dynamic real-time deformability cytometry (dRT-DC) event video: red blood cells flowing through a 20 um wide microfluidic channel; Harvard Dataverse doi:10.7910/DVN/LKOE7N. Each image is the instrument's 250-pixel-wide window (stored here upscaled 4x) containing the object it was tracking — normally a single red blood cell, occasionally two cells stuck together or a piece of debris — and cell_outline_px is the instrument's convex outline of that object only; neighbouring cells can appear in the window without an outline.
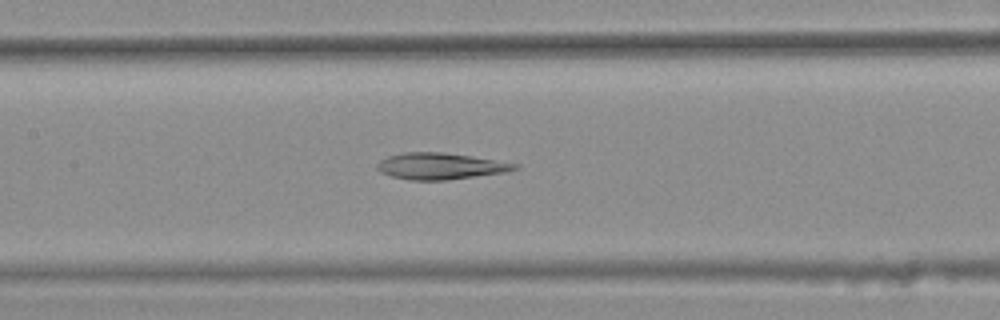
{"species": "common noctule bat (a hibernating species)", "species_latin": "Nyctalus noctula", "temperature_condition": "warm", "stored_images_in_passage": 34, "camera_frame_rate_fps": 3000, "um_per_image_px": 0.085, "animal": {"sex": "female", "body_mass_g": 25.1}, "frame": {"image": 1, "passage_image": 11, "time_ms": 3.333, "image_size_px": [1000, 320], "cell_outline_px": [[520, 168], [504, 172], [448, 180], [408, 180], [392, 176], [380, 172], [376, 168], [376, 164], [380, 160], [388, 156], [404, 152], [444, 152], [472, 156], [520, 164]], "centroid_in_image_um": [37.42, 14.12], "position_along_channel_um": 170.0, "area_um2": 21.27}}
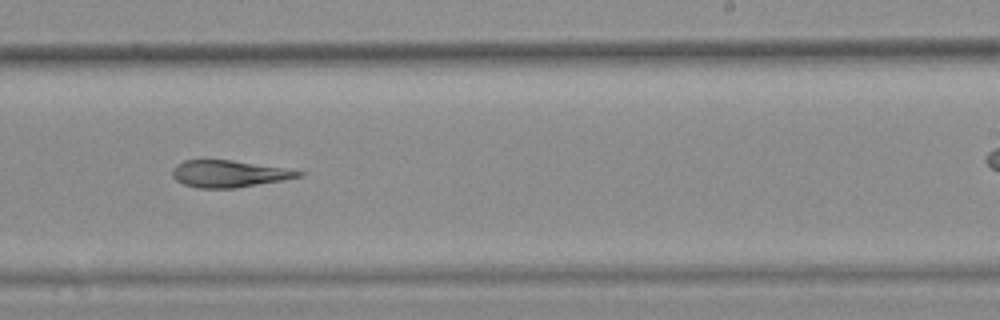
{"frame": {"image": 2, "passage_image": 19, "time_ms": 6.0, "image_size_px": [1000, 320], "cell_outline_px": [[304, 176], [284, 180], [236, 188], [196, 188], [184, 184], [176, 180], [172, 176], [172, 168], [176, 164], [184, 160], [232, 160], [304, 172]], "centroid_in_image_um": [19.41, 14.78], "position_along_channel_um": 269.6, "area_um2": 19.65}}
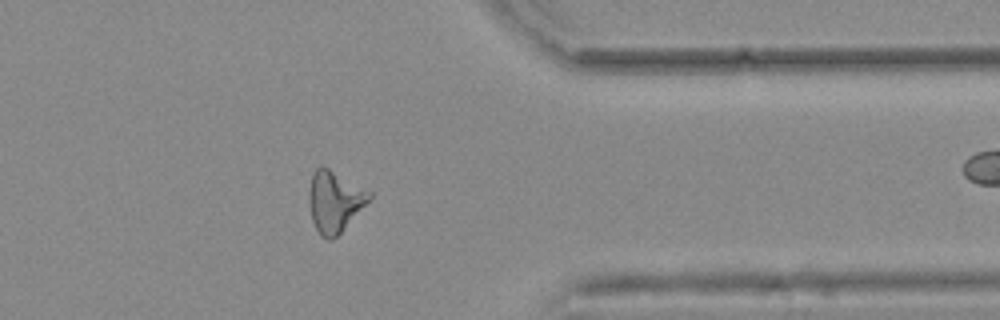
{"frame": {"image": 3, "passage_image": 29, "time_ms": 9.333, "image_size_px": [1000, 320], "cell_outline_px": [[372, 196], [340, 232], [332, 240], [328, 240], [320, 236], [312, 220], [308, 204], [308, 192], [312, 176], [316, 168], [320, 164], [328, 168], [372, 192]], "centroid_in_image_um": [28.39, 17.11], "position_along_channel_um": 383.0, "area_um2": 21.21}, "authors_computed_cell_mechanics": {"area_um2": 20.8369, "velocity_mm_per_s": 3.7555, "shape_relaxation_time_tau1_ms": null, "shape_relaxation_time_tau2_ms": 10.7262, "deformation_change_tau1": null, "deformation_change_tau2": 0.2692}}